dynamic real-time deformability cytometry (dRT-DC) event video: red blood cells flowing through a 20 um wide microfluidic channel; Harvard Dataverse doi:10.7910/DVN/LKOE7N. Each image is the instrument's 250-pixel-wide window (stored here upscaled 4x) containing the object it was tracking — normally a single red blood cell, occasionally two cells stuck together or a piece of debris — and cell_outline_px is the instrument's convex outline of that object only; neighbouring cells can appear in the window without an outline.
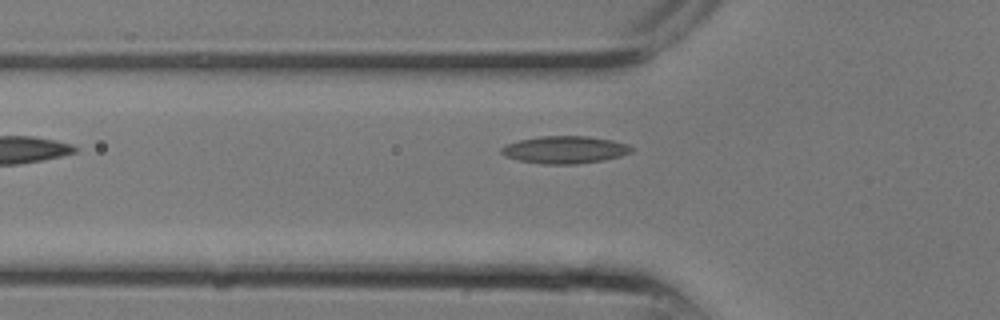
{"species": "common noctule bat (a hibernating species)", "species_latin": "Nyctalus noctula", "temperature_condition": "room temperature", "stored_images_in_passage": 4, "camera_frame_rate_fps": 3000, "um_per_image_px": 0.085, "animal": {"sex": "male", "body_mass_g": 13.3}, "frame": {"image": 1, "passage_image": 4, "time_ms": 1.0, "image_size_px": [1000, 320], "cell_outline_px": [[632, 152], [620, 156], [604, 160], [576, 164], [544, 164], [520, 160], [504, 156], [500, 152], [500, 148], [508, 144], [520, 140], [540, 136], [588, 136], [612, 140], [628, 144], [632, 148]], "centroid_in_image_um": [48.02, 12.73], "position_along_channel_um": 77.8, "area_um2": 20.69}}